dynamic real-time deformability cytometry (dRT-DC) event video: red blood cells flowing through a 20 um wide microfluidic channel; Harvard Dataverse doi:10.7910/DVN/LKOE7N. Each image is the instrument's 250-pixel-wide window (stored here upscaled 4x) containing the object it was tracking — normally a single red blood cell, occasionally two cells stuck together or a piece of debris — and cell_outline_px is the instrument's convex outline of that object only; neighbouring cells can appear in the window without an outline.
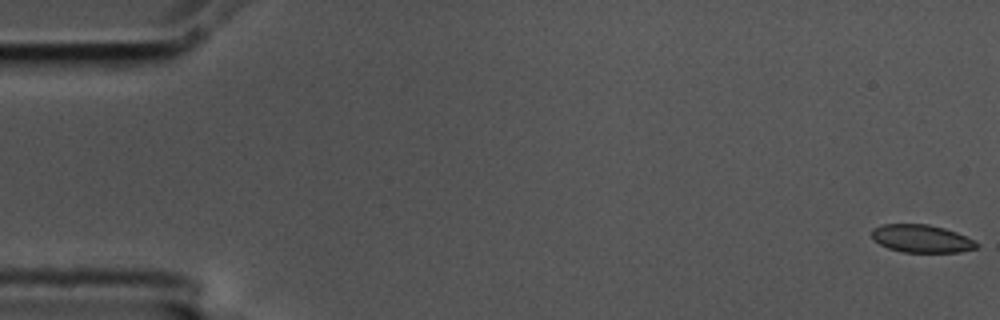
{"species": "common noctule bat (a hibernating species)", "species_latin": "Nyctalus noctula", "temperature_condition": "cold", "stored_images_in_passage": 10, "camera_frame_rate_fps": 3000, "um_per_image_px": 0.085, "animal": {"sex": "male", "body_mass_g": 17.5, "forearm_length_mm": 52.3}, "frame": {"image": 1, "passage_image": 1, "time_ms": 0.0, "image_size_px": [1000, 320], "cell_outline_px": [[980, 244], [976, 248], [960, 252], [904, 252], [888, 248], [880, 244], [872, 236], [872, 228], [884, 224], [928, 224], [944, 228], [956, 232]], "centroid_in_image_um": [78.33, 20.28], "position_along_channel_um": 6.7, "area_um2": 16.82}}
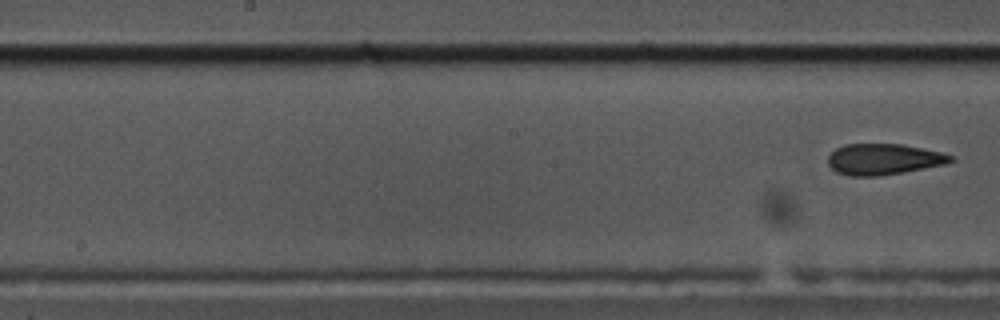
{"frame": {"image": 2, "passage_image": 10, "time_ms": 3.0, "image_size_px": [1000, 320], "cell_outline_px": [[956, 160], [944, 164], [904, 172], [880, 176], [848, 176], [836, 172], [828, 164], [828, 156], [836, 148], [844, 144], [900, 144], [940, 152], [952, 156]], "centroid_in_image_um": [75.07, 13.54], "position_along_channel_um": 173.1, "area_um2": 22.08}}